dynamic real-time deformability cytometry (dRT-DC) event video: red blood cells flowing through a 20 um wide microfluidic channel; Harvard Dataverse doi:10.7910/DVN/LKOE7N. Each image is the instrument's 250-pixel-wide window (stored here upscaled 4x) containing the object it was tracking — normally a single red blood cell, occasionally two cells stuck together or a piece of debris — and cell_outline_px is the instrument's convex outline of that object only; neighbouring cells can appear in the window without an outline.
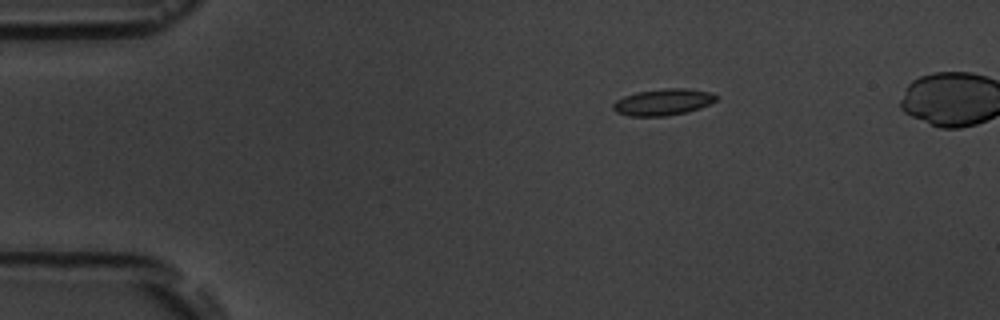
{"species": "common noctule bat (a hibernating species)", "species_latin": "Nyctalus noctula", "temperature_condition": "room temperature", "stored_images_in_passage": 3, "camera_frame_rate_fps": 3000, "um_per_image_px": 0.085, "animal": {"sex": "male", "body_mass_g": 19.5, "forearm_length_mm": 54.6}, "frame": {"image": 1, "passage_image": 1, "time_ms": 0.0, "image_size_px": [1000, 320], "cell_outline_px": [[716, 100], [700, 108], [688, 112], [668, 116], [628, 116], [616, 112], [612, 108], [612, 104], [616, 100], [624, 96], [636, 92], [664, 88], [688, 88], [712, 92], [716, 96]], "centroid_in_image_um": [56.34, 8.67], "position_along_channel_um": 28.7, "area_um2": 16.07}}